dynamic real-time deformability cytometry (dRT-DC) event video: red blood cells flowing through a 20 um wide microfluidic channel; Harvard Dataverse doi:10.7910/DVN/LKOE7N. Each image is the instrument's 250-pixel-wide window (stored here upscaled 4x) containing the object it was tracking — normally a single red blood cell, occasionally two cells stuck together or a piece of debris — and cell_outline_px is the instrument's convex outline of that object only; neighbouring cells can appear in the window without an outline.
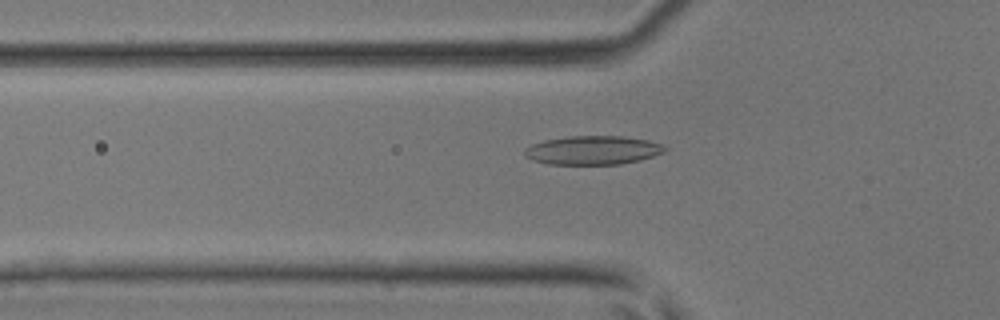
{"species": "common noctule bat (a hibernating species)", "species_latin": "Nyctalus noctula", "temperature_condition": "room temperature", "stored_images_in_passage": 45, "camera_frame_rate_fps": 3000, "um_per_image_px": 0.085, "animal": {"sex": "male", "body_mass_g": 17.9, "forearm_length_mm": 54.2}, "frame": {"image": 1, "passage_image": 16, "time_ms": 5.0, "image_size_px": [1000, 320], "cell_outline_px": [[668, 148], [664, 152], [640, 160], [620, 164], [548, 164], [532, 160], [524, 156], [524, 148], [532, 144], [544, 140], [568, 136], [624, 136], [648, 140], [660, 144]], "centroid_in_image_um": [50.36, 12.76], "position_along_channel_um": 75.4, "area_um2": 23.58}}
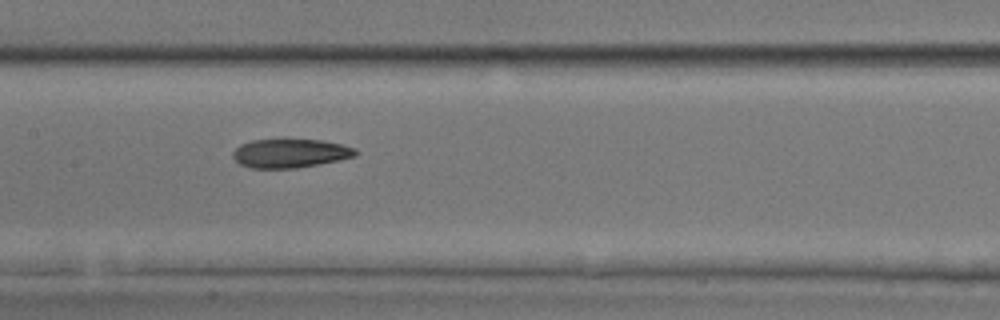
{"frame": {"image": 2, "passage_image": 23, "time_ms": 7.333, "image_size_px": [1000, 320], "cell_outline_px": [[360, 152], [356, 156], [340, 160], [296, 168], [248, 168], [240, 164], [232, 156], [232, 152], [240, 144], [252, 140], [324, 140], [356, 148]], "centroid_in_image_um": [24.68, 13.03], "position_along_channel_um": 182.7, "area_um2": 20.63}}
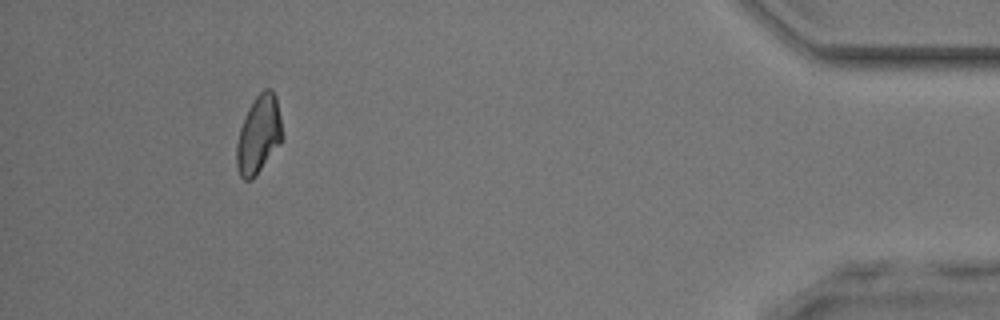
{"frame": {"image": 3, "passage_image": 42, "time_ms": 13.667, "image_size_px": [1000, 320], "cell_outline_px": [[284, 136], [280, 144], [252, 180], [244, 180], [240, 176], [236, 168], [236, 144], [240, 128], [248, 108], [256, 96], [264, 88], [272, 88], [276, 96]], "centroid_in_image_um": [21.99, 11.44], "position_along_channel_um": 413.2, "area_um2": 20.92}}